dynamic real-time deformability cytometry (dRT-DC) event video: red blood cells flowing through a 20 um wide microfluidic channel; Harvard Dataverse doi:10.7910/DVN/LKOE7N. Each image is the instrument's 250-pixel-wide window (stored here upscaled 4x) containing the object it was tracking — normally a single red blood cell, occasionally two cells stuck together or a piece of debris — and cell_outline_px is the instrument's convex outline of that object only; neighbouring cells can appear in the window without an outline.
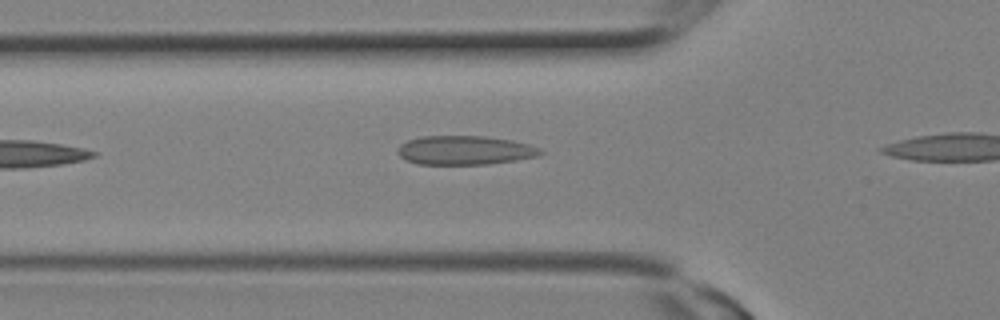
{"species": "Egyptian fruit bat (a non-hibernating species)", "species_latin": "Rousettus aegyptiacus", "temperature_condition": "room temperature", "stored_images_in_passage": 6, "camera_frame_rate_fps": 3000, "um_per_image_px": 0.085, "animal": {"sex": "female"}, "frame": {"image": 1, "passage_image": 6, "time_ms": 1.667, "image_size_px": [1000, 320], "cell_outline_px": [[544, 152], [540, 156], [516, 160], [488, 164], [416, 164], [404, 160], [396, 152], [400, 144], [408, 140], [424, 136], [484, 136], [512, 140], [528, 144], [540, 148]], "centroid_in_image_um": [39.51, 12.77], "position_along_channel_um": 86.3, "area_um2": 24.28}}